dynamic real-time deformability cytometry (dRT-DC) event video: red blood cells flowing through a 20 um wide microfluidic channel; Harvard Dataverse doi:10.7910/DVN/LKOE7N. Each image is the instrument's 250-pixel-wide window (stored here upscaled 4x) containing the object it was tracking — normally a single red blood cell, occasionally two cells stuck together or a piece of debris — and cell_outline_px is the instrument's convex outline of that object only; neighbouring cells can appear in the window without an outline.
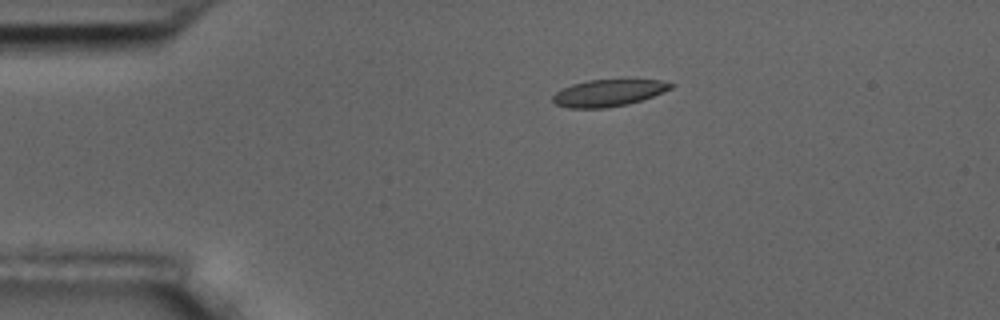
{"species": "common noctule bat (a hibernating species)", "species_latin": "Nyctalus noctula", "temperature_condition": "room temperature", "stored_images_in_passage": 9, "camera_frame_rate_fps": 3000, "um_per_image_px": 0.085, "animal": {"sex": "male", "body_mass_g": 17.5, "forearm_length_mm": 52.3}, "frame": {"image": 1, "passage_image": 1, "time_ms": 0.0, "image_size_px": [1000, 320], "cell_outline_px": [[676, 84], [672, 88], [664, 92], [628, 104], [608, 108], [568, 108], [556, 104], [552, 100], [552, 96], [556, 92], [572, 84], [588, 80], [660, 80]], "centroid_in_image_um": [51.72, 7.9], "position_along_channel_um": 33.3, "area_um2": 18.38}}
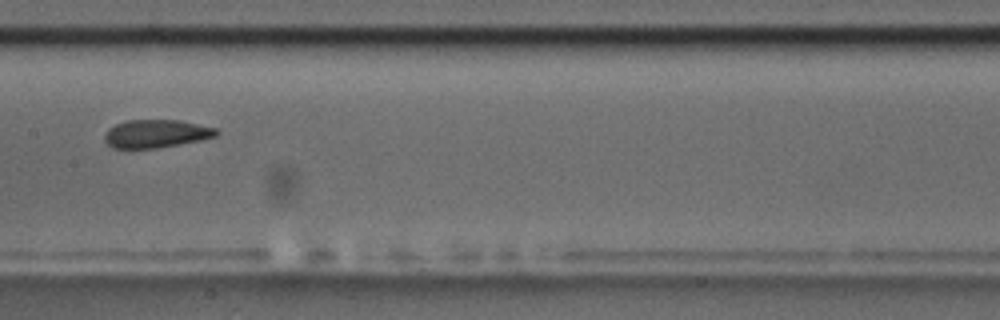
{"frame": {"image": 2, "passage_image": 6, "time_ms": 5.667, "image_size_px": [1000, 320], "cell_outline_px": [[220, 132], [216, 136], [200, 140], [156, 148], [112, 148], [104, 140], [104, 136], [108, 128], [116, 124], [128, 120], [180, 120], [216, 128]], "centroid_in_image_um": [13.26, 11.36], "position_along_channel_um": 194.1, "area_um2": 18.21}}
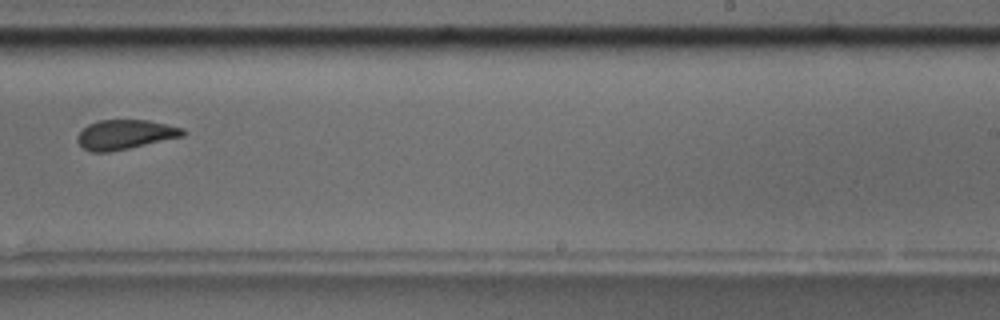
{"frame": {"image": 3, "passage_image": 8, "time_ms": 8.0, "image_size_px": [1000, 320], "cell_outline_px": [[188, 132], [184, 136], [112, 152], [92, 152], [84, 148], [76, 140], [76, 136], [88, 124], [100, 120], [148, 120], [184, 128]], "centroid_in_image_um": [10.66, 11.44], "position_along_channel_um": 278.3, "area_um2": 18.26}}